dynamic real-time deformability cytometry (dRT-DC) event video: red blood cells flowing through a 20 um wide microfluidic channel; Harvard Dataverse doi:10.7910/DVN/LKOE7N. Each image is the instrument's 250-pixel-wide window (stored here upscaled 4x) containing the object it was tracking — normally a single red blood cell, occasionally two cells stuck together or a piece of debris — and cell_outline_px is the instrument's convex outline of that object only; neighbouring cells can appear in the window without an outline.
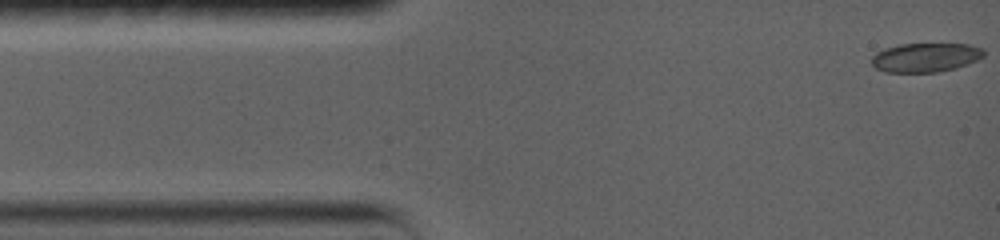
{"species": "common noctule bat (a hibernating species)", "species_latin": "Nyctalus noctula", "temperature_condition": "warm", "stored_images_in_passage": 38, "camera_frame_rate_fps": 5000, "um_per_image_px": 0.085, "animal": {"sex": "female", "body_mass_g": 19.0, "forearm_length_mm": 56.7}, "frame": {"image": 1, "passage_image": 1, "time_ms": 0.0, "image_size_px": [1000, 240], "cell_outline_px": [[984, 56], [976, 60], [956, 68], [936, 72], [884, 72], [876, 68], [872, 64], [872, 56], [876, 52], [884, 48], [900, 44], [968, 44], [984, 48]], "centroid_in_image_um": [78.66, 4.88], "position_along_channel_um": 6.3, "area_um2": 19.02}}
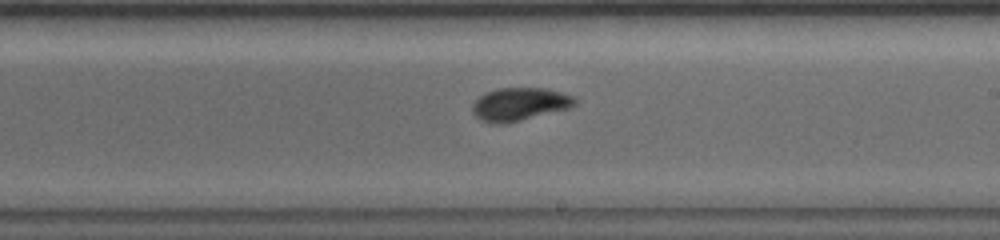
{"frame": {"image": 2, "passage_image": 22, "time_ms": 8.6, "image_size_px": [1000, 240], "cell_outline_px": [[576, 104], [568, 108], [508, 124], [492, 124], [480, 120], [472, 112], [472, 104], [484, 92], [496, 88], [544, 88], [576, 96]], "centroid_in_image_um": [44.14, 8.86], "position_along_channel_um": 244.9, "area_um2": 19.94}}
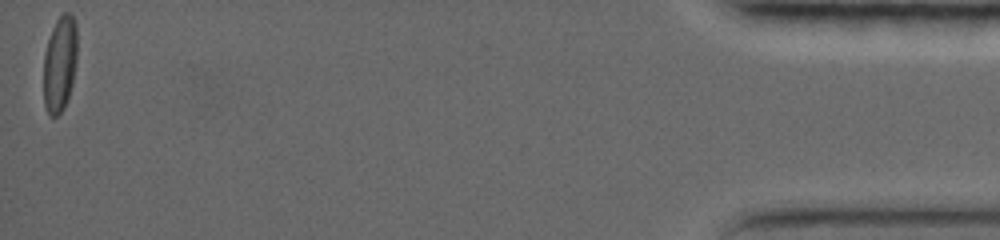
{"frame": {"image": 3, "passage_image": 38, "time_ms": 17.2, "image_size_px": [1000, 240], "cell_outline_px": [[76, 64], [72, 84], [64, 108], [56, 116], [48, 116], [44, 104], [44, 52], [52, 28], [56, 20], [64, 12], [68, 12], [72, 16], [76, 24]], "centroid_in_image_um": [5.07, 5.43], "position_along_channel_um": 430.1, "area_um2": 18.79}, "authors_computed_cell_mechanics": {"area_um2": 19.5364, "velocity_mm_per_s": 3.6856, "shape_relaxation_time_tau1_ms": 9.1457, "shape_relaxation_time_tau2_ms": 1.8877, "deformation_change_tau1": 0.1977, "deformation_change_tau2": 0.0557}}